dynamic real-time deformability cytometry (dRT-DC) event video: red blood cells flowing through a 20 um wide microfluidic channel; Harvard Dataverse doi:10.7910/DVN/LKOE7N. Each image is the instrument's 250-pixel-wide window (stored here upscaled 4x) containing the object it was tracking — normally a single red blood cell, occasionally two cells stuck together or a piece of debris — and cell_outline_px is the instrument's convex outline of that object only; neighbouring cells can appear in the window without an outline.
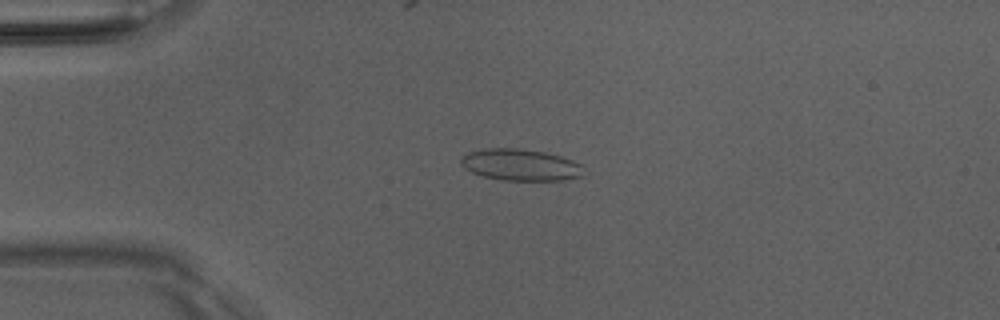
{"species": "Egyptian fruit bat (a non-hibernating species)", "species_latin": "Rousettus aegyptiacus", "temperature_condition": "room temperature", "stored_images_in_passage": 51, "camera_frame_rate_fps": 3000, "um_per_image_px": 0.085, "animal": {"sex": "male"}, "frame": {"image": 1, "passage_image": 12, "time_ms": 3.667, "image_size_px": [1000, 320], "cell_outline_px": [[584, 176], [564, 180], [500, 180], [484, 176], [472, 172], [464, 168], [460, 164], [460, 156], [468, 152], [488, 148], [520, 148], [544, 152], [560, 156], [572, 160], [580, 164]], "centroid_in_image_um": [44.21, 14.01], "position_along_channel_um": 40.8, "area_um2": 22.66}}
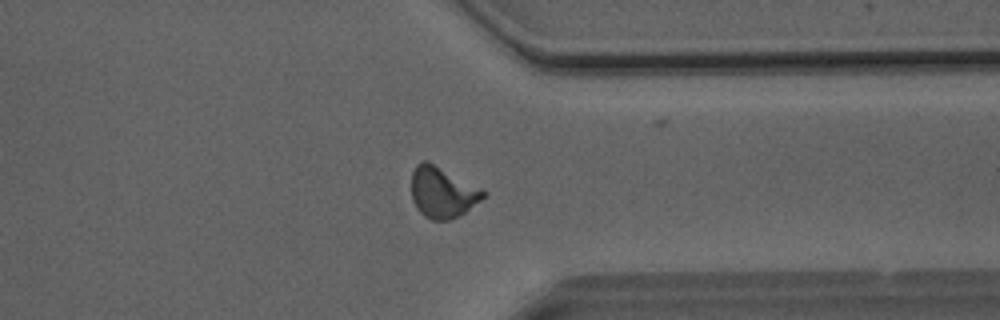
{"frame": {"image": 2, "passage_image": 39, "time_ms": 12.667, "image_size_px": [1000, 320], "cell_outline_px": [[488, 192], [480, 200], [460, 216], [448, 220], [432, 220], [424, 216], [416, 208], [412, 200], [412, 172], [416, 164], [424, 160], [428, 160], [484, 188]], "centroid_in_image_um": [37.63, 16.32], "position_along_channel_um": 373.8, "area_um2": 21.73}}
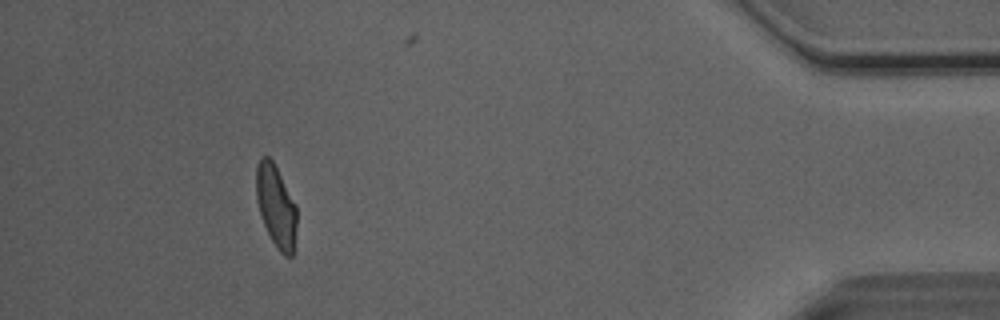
{"frame": {"image": 3, "passage_image": 46, "time_ms": 15.0, "image_size_px": [1000, 320], "cell_outline_px": [[296, 228], [292, 256], [284, 256], [280, 252], [272, 240], [260, 216], [256, 196], [256, 164], [260, 156], [268, 156], [272, 160], [296, 204]], "centroid_in_image_um": [23.44, 17.49], "position_along_channel_um": 411.8, "area_um2": 19.31}, "authors_computed_cell_mechanics": {"area_um2": 20.3456, "velocity_mm_per_s": 4.0726, "shape_relaxation_time_tau1_ms": 5.9323, "shape_relaxation_time_tau2_ms": 0.9552, "deformation_change_tau1": 0.1681, "deformation_change_tau2": 0.0762}}